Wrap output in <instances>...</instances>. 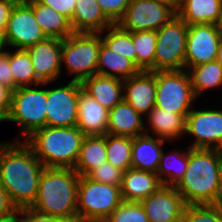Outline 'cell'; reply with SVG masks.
Returning <instances> with one entry per match:
<instances>
[{"instance_id": "obj_1", "label": "cell", "mask_w": 222, "mask_h": 222, "mask_svg": "<svg viewBox=\"0 0 222 222\" xmlns=\"http://www.w3.org/2000/svg\"><path fill=\"white\" fill-rule=\"evenodd\" d=\"M44 167L23 140L0 143V185L17 208L33 205Z\"/></svg>"}, {"instance_id": "obj_2", "label": "cell", "mask_w": 222, "mask_h": 222, "mask_svg": "<svg viewBox=\"0 0 222 222\" xmlns=\"http://www.w3.org/2000/svg\"><path fill=\"white\" fill-rule=\"evenodd\" d=\"M221 173L222 158L217 149L188 147V167L174 187L186 205L217 204Z\"/></svg>"}, {"instance_id": "obj_3", "label": "cell", "mask_w": 222, "mask_h": 222, "mask_svg": "<svg viewBox=\"0 0 222 222\" xmlns=\"http://www.w3.org/2000/svg\"><path fill=\"white\" fill-rule=\"evenodd\" d=\"M79 179L74 169L44 167L31 208L66 220L77 217Z\"/></svg>"}, {"instance_id": "obj_4", "label": "cell", "mask_w": 222, "mask_h": 222, "mask_svg": "<svg viewBox=\"0 0 222 222\" xmlns=\"http://www.w3.org/2000/svg\"><path fill=\"white\" fill-rule=\"evenodd\" d=\"M84 137L77 126H45L33 131L23 141L45 167L74 169Z\"/></svg>"}, {"instance_id": "obj_5", "label": "cell", "mask_w": 222, "mask_h": 222, "mask_svg": "<svg viewBox=\"0 0 222 222\" xmlns=\"http://www.w3.org/2000/svg\"><path fill=\"white\" fill-rule=\"evenodd\" d=\"M100 33L73 32L62 40L61 66H66L72 81L82 82L97 74Z\"/></svg>"}, {"instance_id": "obj_6", "label": "cell", "mask_w": 222, "mask_h": 222, "mask_svg": "<svg viewBox=\"0 0 222 222\" xmlns=\"http://www.w3.org/2000/svg\"><path fill=\"white\" fill-rule=\"evenodd\" d=\"M36 86L18 87L12 91L10 111L4 121L20 125L19 133L24 136L13 140H24L33 131L46 126L47 89Z\"/></svg>"}, {"instance_id": "obj_7", "label": "cell", "mask_w": 222, "mask_h": 222, "mask_svg": "<svg viewBox=\"0 0 222 222\" xmlns=\"http://www.w3.org/2000/svg\"><path fill=\"white\" fill-rule=\"evenodd\" d=\"M155 107L180 114L185 119L195 106L191 77L187 70L156 71Z\"/></svg>"}, {"instance_id": "obj_8", "label": "cell", "mask_w": 222, "mask_h": 222, "mask_svg": "<svg viewBox=\"0 0 222 222\" xmlns=\"http://www.w3.org/2000/svg\"><path fill=\"white\" fill-rule=\"evenodd\" d=\"M122 202L120 186L80 176L77 195L78 217L107 219Z\"/></svg>"}, {"instance_id": "obj_9", "label": "cell", "mask_w": 222, "mask_h": 222, "mask_svg": "<svg viewBox=\"0 0 222 222\" xmlns=\"http://www.w3.org/2000/svg\"><path fill=\"white\" fill-rule=\"evenodd\" d=\"M188 24L178 15L156 31L154 72L184 69Z\"/></svg>"}, {"instance_id": "obj_10", "label": "cell", "mask_w": 222, "mask_h": 222, "mask_svg": "<svg viewBox=\"0 0 222 222\" xmlns=\"http://www.w3.org/2000/svg\"><path fill=\"white\" fill-rule=\"evenodd\" d=\"M177 15V10L160 0H130L118 25L128 32L158 31Z\"/></svg>"}, {"instance_id": "obj_11", "label": "cell", "mask_w": 222, "mask_h": 222, "mask_svg": "<svg viewBox=\"0 0 222 222\" xmlns=\"http://www.w3.org/2000/svg\"><path fill=\"white\" fill-rule=\"evenodd\" d=\"M28 2L16 3L9 17L3 37L4 48L27 49L46 40ZM10 46V47H9Z\"/></svg>"}, {"instance_id": "obj_12", "label": "cell", "mask_w": 222, "mask_h": 222, "mask_svg": "<svg viewBox=\"0 0 222 222\" xmlns=\"http://www.w3.org/2000/svg\"><path fill=\"white\" fill-rule=\"evenodd\" d=\"M81 88L80 82L70 80L64 86L47 89L46 126H76L78 91Z\"/></svg>"}, {"instance_id": "obj_13", "label": "cell", "mask_w": 222, "mask_h": 222, "mask_svg": "<svg viewBox=\"0 0 222 222\" xmlns=\"http://www.w3.org/2000/svg\"><path fill=\"white\" fill-rule=\"evenodd\" d=\"M185 134L194 139L190 148L217 149L222 143V109H195L186 116Z\"/></svg>"}, {"instance_id": "obj_14", "label": "cell", "mask_w": 222, "mask_h": 222, "mask_svg": "<svg viewBox=\"0 0 222 222\" xmlns=\"http://www.w3.org/2000/svg\"><path fill=\"white\" fill-rule=\"evenodd\" d=\"M221 38L216 24L188 25L184 70L215 61Z\"/></svg>"}, {"instance_id": "obj_15", "label": "cell", "mask_w": 222, "mask_h": 222, "mask_svg": "<svg viewBox=\"0 0 222 222\" xmlns=\"http://www.w3.org/2000/svg\"><path fill=\"white\" fill-rule=\"evenodd\" d=\"M61 49L62 40L56 38H47L26 49L42 88L61 78Z\"/></svg>"}, {"instance_id": "obj_16", "label": "cell", "mask_w": 222, "mask_h": 222, "mask_svg": "<svg viewBox=\"0 0 222 222\" xmlns=\"http://www.w3.org/2000/svg\"><path fill=\"white\" fill-rule=\"evenodd\" d=\"M149 222H181L185 203L174 186L162 185L140 202Z\"/></svg>"}, {"instance_id": "obj_17", "label": "cell", "mask_w": 222, "mask_h": 222, "mask_svg": "<svg viewBox=\"0 0 222 222\" xmlns=\"http://www.w3.org/2000/svg\"><path fill=\"white\" fill-rule=\"evenodd\" d=\"M156 72L140 71L123 81V99L144 118L156 103Z\"/></svg>"}, {"instance_id": "obj_18", "label": "cell", "mask_w": 222, "mask_h": 222, "mask_svg": "<svg viewBox=\"0 0 222 222\" xmlns=\"http://www.w3.org/2000/svg\"><path fill=\"white\" fill-rule=\"evenodd\" d=\"M77 110L76 126L85 136L106 135L109 110L100 105L82 88L78 91Z\"/></svg>"}, {"instance_id": "obj_19", "label": "cell", "mask_w": 222, "mask_h": 222, "mask_svg": "<svg viewBox=\"0 0 222 222\" xmlns=\"http://www.w3.org/2000/svg\"><path fill=\"white\" fill-rule=\"evenodd\" d=\"M139 114L124 99L109 110V120L106 134L134 138L145 134V122Z\"/></svg>"}, {"instance_id": "obj_20", "label": "cell", "mask_w": 222, "mask_h": 222, "mask_svg": "<svg viewBox=\"0 0 222 222\" xmlns=\"http://www.w3.org/2000/svg\"><path fill=\"white\" fill-rule=\"evenodd\" d=\"M146 120L149 127L145 124V134L151 135L152 132V135L168 142L181 140L185 136L186 119L180 114L154 107L146 115Z\"/></svg>"}, {"instance_id": "obj_21", "label": "cell", "mask_w": 222, "mask_h": 222, "mask_svg": "<svg viewBox=\"0 0 222 222\" xmlns=\"http://www.w3.org/2000/svg\"><path fill=\"white\" fill-rule=\"evenodd\" d=\"M166 140L148 134L132 138V168L157 173Z\"/></svg>"}, {"instance_id": "obj_22", "label": "cell", "mask_w": 222, "mask_h": 222, "mask_svg": "<svg viewBox=\"0 0 222 222\" xmlns=\"http://www.w3.org/2000/svg\"><path fill=\"white\" fill-rule=\"evenodd\" d=\"M160 186L156 173L130 168L124 172L120 188L123 201L141 202Z\"/></svg>"}, {"instance_id": "obj_23", "label": "cell", "mask_w": 222, "mask_h": 222, "mask_svg": "<svg viewBox=\"0 0 222 222\" xmlns=\"http://www.w3.org/2000/svg\"><path fill=\"white\" fill-rule=\"evenodd\" d=\"M81 86L107 110L123 100V81L118 78L95 74L84 79Z\"/></svg>"}, {"instance_id": "obj_24", "label": "cell", "mask_w": 222, "mask_h": 222, "mask_svg": "<svg viewBox=\"0 0 222 222\" xmlns=\"http://www.w3.org/2000/svg\"><path fill=\"white\" fill-rule=\"evenodd\" d=\"M70 25L73 32L99 33L113 23L104 15L97 0H77Z\"/></svg>"}, {"instance_id": "obj_25", "label": "cell", "mask_w": 222, "mask_h": 222, "mask_svg": "<svg viewBox=\"0 0 222 222\" xmlns=\"http://www.w3.org/2000/svg\"><path fill=\"white\" fill-rule=\"evenodd\" d=\"M222 0H182L177 15L188 25L217 24Z\"/></svg>"}, {"instance_id": "obj_26", "label": "cell", "mask_w": 222, "mask_h": 222, "mask_svg": "<svg viewBox=\"0 0 222 222\" xmlns=\"http://www.w3.org/2000/svg\"><path fill=\"white\" fill-rule=\"evenodd\" d=\"M28 3L32 6L35 19L47 38L63 40L73 33L70 21L63 15L37 0Z\"/></svg>"}, {"instance_id": "obj_27", "label": "cell", "mask_w": 222, "mask_h": 222, "mask_svg": "<svg viewBox=\"0 0 222 222\" xmlns=\"http://www.w3.org/2000/svg\"><path fill=\"white\" fill-rule=\"evenodd\" d=\"M104 162H107L106 135L85 136L74 170L79 176H87Z\"/></svg>"}, {"instance_id": "obj_28", "label": "cell", "mask_w": 222, "mask_h": 222, "mask_svg": "<svg viewBox=\"0 0 222 222\" xmlns=\"http://www.w3.org/2000/svg\"><path fill=\"white\" fill-rule=\"evenodd\" d=\"M139 68L127 57L121 56L108 49L101 41L97 74L118 78L122 81L137 75Z\"/></svg>"}, {"instance_id": "obj_29", "label": "cell", "mask_w": 222, "mask_h": 222, "mask_svg": "<svg viewBox=\"0 0 222 222\" xmlns=\"http://www.w3.org/2000/svg\"><path fill=\"white\" fill-rule=\"evenodd\" d=\"M188 167V149L174 148L169 153H161L157 175L162 185L175 186Z\"/></svg>"}, {"instance_id": "obj_30", "label": "cell", "mask_w": 222, "mask_h": 222, "mask_svg": "<svg viewBox=\"0 0 222 222\" xmlns=\"http://www.w3.org/2000/svg\"><path fill=\"white\" fill-rule=\"evenodd\" d=\"M188 72L196 98H199L208 89L215 90L222 87V66L216 60L191 67Z\"/></svg>"}, {"instance_id": "obj_31", "label": "cell", "mask_w": 222, "mask_h": 222, "mask_svg": "<svg viewBox=\"0 0 222 222\" xmlns=\"http://www.w3.org/2000/svg\"><path fill=\"white\" fill-rule=\"evenodd\" d=\"M99 33L102 43L108 49L127 57L136 65V49L132 41L131 32L123 30L118 24H113Z\"/></svg>"}, {"instance_id": "obj_32", "label": "cell", "mask_w": 222, "mask_h": 222, "mask_svg": "<svg viewBox=\"0 0 222 222\" xmlns=\"http://www.w3.org/2000/svg\"><path fill=\"white\" fill-rule=\"evenodd\" d=\"M10 68L14 82L18 87L41 85L36 78L29 53L25 49L9 50Z\"/></svg>"}, {"instance_id": "obj_33", "label": "cell", "mask_w": 222, "mask_h": 222, "mask_svg": "<svg viewBox=\"0 0 222 222\" xmlns=\"http://www.w3.org/2000/svg\"><path fill=\"white\" fill-rule=\"evenodd\" d=\"M131 36L136 49V66L140 71L154 72L156 31H134Z\"/></svg>"}, {"instance_id": "obj_34", "label": "cell", "mask_w": 222, "mask_h": 222, "mask_svg": "<svg viewBox=\"0 0 222 222\" xmlns=\"http://www.w3.org/2000/svg\"><path fill=\"white\" fill-rule=\"evenodd\" d=\"M107 161L114 167L126 171L132 168V138L106 134Z\"/></svg>"}, {"instance_id": "obj_35", "label": "cell", "mask_w": 222, "mask_h": 222, "mask_svg": "<svg viewBox=\"0 0 222 222\" xmlns=\"http://www.w3.org/2000/svg\"><path fill=\"white\" fill-rule=\"evenodd\" d=\"M181 222H222V208L218 204L185 205Z\"/></svg>"}, {"instance_id": "obj_36", "label": "cell", "mask_w": 222, "mask_h": 222, "mask_svg": "<svg viewBox=\"0 0 222 222\" xmlns=\"http://www.w3.org/2000/svg\"><path fill=\"white\" fill-rule=\"evenodd\" d=\"M109 222H149L140 202L123 201L107 218Z\"/></svg>"}, {"instance_id": "obj_37", "label": "cell", "mask_w": 222, "mask_h": 222, "mask_svg": "<svg viewBox=\"0 0 222 222\" xmlns=\"http://www.w3.org/2000/svg\"><path fill=\"white\" fill-rule=\"evenodd\" d=\"M123 174L124 171L114 167L107 161L93 169L87 177L100 183L121 186Z\"/></svg>"}, {"instance_id": "obj_38", "label": "cell", "mask_w": 222, "mask_h": 222, "mask_svg": "<svg viewBox=\"0 0 222 222\" xmlns=\"http://www.w3.org/2000/svg\"><path fill=\"white\" fill-rule=\"evenodd\" d=\"M104 15L113 23L118 22L124 17L130 0H97Z\"/></svg>"}, {"instance_id": "obj_39", "label": "cell", "mask_w": 222, "mask_h": 222, "mask_svg": "<svg viewBox=\"0 0 222 222\" xmlns=\"http://www.w3.org/2000/svg\"><path fill=\"white\" fill-rule=\"evenodd\" d=\"M5 49L0 52V84L14 91L18 86L15 84L11 74L9 50L6 49L5 51Z\"/></svg>"}, {"instance_id": "obj_40", "label": "cell", "mask_w": 222, "mask_h": 222, "mask_svg": "<svg viewBox=\"0 0 222 222\" xmlns=\"http://www.w3.org/2000/svg\"><path fill=\"white\" fill-rule=\"evenodd\" d=\"M39 3L49 6L56 12L66 17L69 21L72 20V16L75 10L77 0H37Z\"/></svg>"}, {"instance_id": "obj_41", "label": "cell", "mask_w": 222, "mask_h": 222, "mask_svg": "<svg viewBox=\"0 0 222 222\" xmlns=\"http://www.w3.org/2000/svg\"><path fill=\"white\" fill-rule=\"evenodd\" d=\"M66 219L40 213L31 207L21 208L20 222H66Z\"/></svg>"}, {"instance_id": "obj_42", "label": "cell", "mask_w": 222, "mask_h": 222, "mask_svg": "<svg viewBox=\"0 0 222 222\" xmlns=\"http://www.w3.org/2000/svg\"><path fill=\"white\" fill-rule=\"evenodd\" d=\"M17 2L14 0H0V38L3 40L11 12Z\"/></svg>"}, {"instance_id": "obj_43", "label": "cell", "mask_w": 222, "mask_h": 222, "mask_svg": "<svg viewBox=\"0 0 222 222\" xmlns=\"http://www.w3.org/2000/svg\"><path fill=\"white\" fill-rule=\"evenodd\" d=\"M12 91L0 84V122H3L9 114L11 107Z\"/></svg>"}, {"instance_id": "obj_44", "label": "cell", "mask_w": 222, "mask_h": 222, "mask_svg": "<svg viewBox=\"0 0 222 222\" xmlns=\"http://www.w3.org/2000/svg\"><path fill=\"white\" fill-rule=\"evenodd\" d=\"M16 209L17 207L12 203L8 193L0 185V217L10 214Z\"/></svg>"}, {"instance_id": "obj_45", "label": "cell", "mask_w": 222, "mask_h": 222, "mask_svg": "<svg viewBox=\"0 0 222 222\" xmlns=\"http://www.w3.org/2000/svg\"><path fill=\"white\" fill-rule=\"evenodd\" d=\"M20 221H21V208H17L10 214L0 217V222H20Z\"/></svg>"}, {"instance_id": "obj_46", "label": "cell", "mask_w": 222, "mask_h": 222, "mask_svg": "<svg viewBox=\"0 0 222 222\" xmlns=\"http://www.w3.org/2000/svg\"><path fill=\"white\" fill-rule=\"evenodd\" d=\"M222 66V38L220 39L218 52L215 59Z\"/></svg>"}, {"instance_id": "obj_47", "label": "cell", "mask_w": 222, "mask_h": 222, "mask_svg": "<svg viewBox=\"0 0 222 222\" xmlns=\"http://www.w3.org/2000/svg\"><path fill=\"white\" fill-rule=\"evenodd\" d=\"M160 1L170 4L176 10L179 8V6L181 5V2H182V0H160Z\"/></svg>"}, {"instance_id": "obj_48", "label": "cell", "mask_w": 222, "mask_h": 222, "mask_svg": "<svg viewBox=\"0 0 222 222\" xmlns=\"http://www.w3.org/2000/svg\"><path fill=\"white\" fill-rule=\"evenodd\" d=\"M66 222H93V219L82 218V217L77 216V217L68 219Z\"/></svg>"}, {"instance_id": "obj_49", "label": "cell", "mask_w": 222, "mask_h": 222, "mask_svg": "<svg viewBox=\"0 0 222 222\" xmlns=\"http://www.w3.org/2000/svg\"><path fill=\"white\" fill-rule=\"evenodd\" d=\"M216 25L217 28L219 29L220 34L222 35V7H221L220 17Z\"/></svg>"}, {"instance_id": "obj_50", "label": "cell", "mask_w": 222, "mask_h": 222, "mask_svg": "<svg viewBox=\"0 0 222 222\" xmlns=\"http://www.w3.org/2000/svg\"><path fill=\"white\" fill-rule=\"evenodd\" d=\"M217 204L222 208V173H221V189H220V195H219Z\"/></svg>"}, {"instance_id": "obj_51", "label": "cell", "mask_w": 222, "mask_h": 222, "mask_svg": "<svg viewBox=\"0 0 222 222\" xmlns=\"http://www.w3.org/2000/svg\"><path fill=\"white\" fill-rule=\"evenodd\" d=\"M217 151H218L219 156L222 158V143L217 148Z\"/></svg>"}, {"instance_id": "obj_52", "label": "cell", "mask_w": 222, "mask_h": 222, "mask_svg": "<svg viewBox=\"0 0 222 222\" xmlns=\"http://www.w3.org/2000/svg\"><path fill=\"white\" fill-rule=\"evenodd\" d=\"M93 222H109L107 219H93Z\"/></svg>"}, {"instance_id": "obj_53", "label": "cell", "mask_w": 222, "mask_h": 222, "mask_svg": "<svg viewBox=\"0 0 222 222\" xmlns=\"http://www.w3.org/2000/svg\"><path fill=\"white\" fill-rule=\"evenodd\" d=\"M4 50L3 40L0 38V52Z\"/></svg>"}, {"instance_id": "obj_54", "label": "cell", "mask_w": 222, "mask_h": 222, "mask_svg": "<svg viewBox=\"0 0 222 222\" xmlns=\"http://www.w3.org/2000/svg\"><path fill=\"white\" fill-rule=\"evenodd\" d=\"M14 1L17 2V3H21V2H30L32 0H14Z\"/></svg>"}]
</instances>
